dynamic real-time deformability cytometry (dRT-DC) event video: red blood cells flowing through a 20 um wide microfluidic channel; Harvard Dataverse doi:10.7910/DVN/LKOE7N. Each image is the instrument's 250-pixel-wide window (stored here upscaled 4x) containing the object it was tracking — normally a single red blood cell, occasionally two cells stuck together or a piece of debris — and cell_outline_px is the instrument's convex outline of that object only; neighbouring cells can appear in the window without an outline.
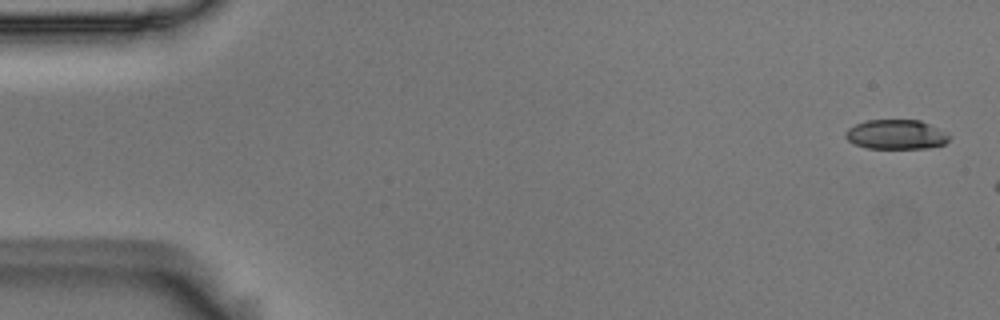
{"species": "Egyptian fruit bat (a non-hibernating species)", "species_latin": "Rousettus aegyptiacus", "temperature_condition": "room temperature", "stored_images_in_passage": 4, "camera_frame_rate_fps": 3000, "um_per_image_px": 0.085, "animal": {"sex": "male"}, "frame": {"image": 1, "passage_image": 1, "time_ms": 0.0, "image_size_px": [1000, 320], "cell_outline_px": [[952, 136], [944, 144], [928, 148], [868, 148], [852, 144], [844, 136], [844, 132], [848, 128], [856, 124], [868, 120], [920, 120], [948, 132]], "centroid_in_image_um": [76.18, 11.43], "position_along_channel_um": 8.8, "area_um2": 18.03}}